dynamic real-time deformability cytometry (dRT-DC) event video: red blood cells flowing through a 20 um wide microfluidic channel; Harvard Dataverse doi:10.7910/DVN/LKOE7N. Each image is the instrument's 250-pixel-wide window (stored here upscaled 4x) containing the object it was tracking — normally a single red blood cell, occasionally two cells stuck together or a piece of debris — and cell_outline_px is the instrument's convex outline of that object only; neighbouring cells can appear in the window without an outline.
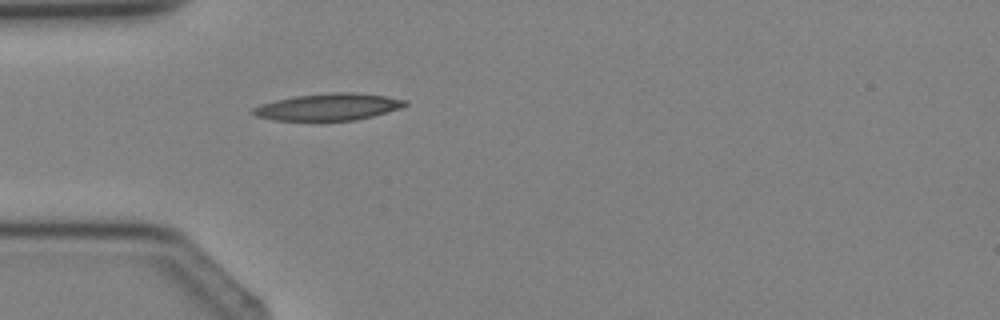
{"species": "Egyptian fruit bat (a non-hibernating species)", "species_latin": "Rousettus aegyptiacus", "temperature_condition": "cold", "stored_images_in_passage": 3, "camera_frame_rate_fps": 3000, "um_per_image_px": 0.085, "animal": {"sex": "female"}, "frame": {"image": 1, "passage_image": 3, "time_ms": 3.333, "image_size_px": [1000, 320], "cell_outline_px": [[408, 104], [400, 108], [372, 116], [356, 120], [272, 120], [256, 116], [252, 112], [252, 108], [260, 104], [276, 100], [296, 96], [328, 92], [352, 92], [384, 96], [408, 100]], "centroid_in_image_um": [27.9, 9.08], "position_along_channel_um": 57.1, "area_um2": 23.7}}